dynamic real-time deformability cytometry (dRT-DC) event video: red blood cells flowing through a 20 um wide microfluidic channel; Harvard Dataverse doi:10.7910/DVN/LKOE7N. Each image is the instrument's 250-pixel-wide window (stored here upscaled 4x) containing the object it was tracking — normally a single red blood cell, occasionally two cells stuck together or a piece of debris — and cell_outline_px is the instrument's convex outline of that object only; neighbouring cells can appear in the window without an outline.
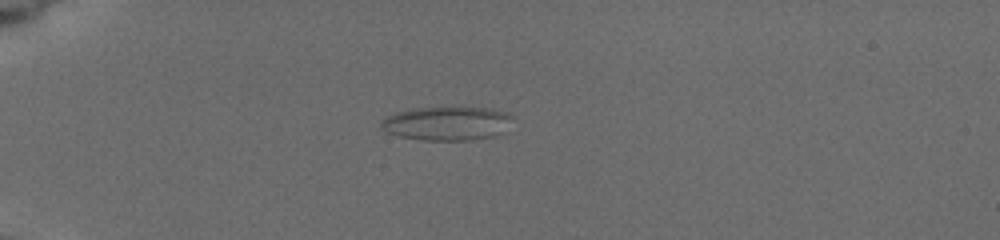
{"species": "common noctule bat (a hibernating species)", "species_latin": "Nyctalus noctula", "temperature_condition": "cold", "stored_images_in_passage": 8, "camera_frame_rate_fps": 3000, "um_per_image_px": 0.085, "animal": {"sex": "female", "body_mass_g": 19.5, "forearm_length_mm": 54.1}, "frame": {"image": 1, "passage_image": 1, "time_ms": 0.0, "image_size_px": [1000, 240], "cell_outline_px": [[500, 116], [488, 136], [468, 140], [424, 140], [404, 136], [388, 132], [384, 128], [384, 120], [396, 112], [412, 108], [480, 108], [496, 112]], "centroid_in_image_um": [37.6, 10.49], "position_along_channel_um": 47.4, "area_um2": 22.72}}